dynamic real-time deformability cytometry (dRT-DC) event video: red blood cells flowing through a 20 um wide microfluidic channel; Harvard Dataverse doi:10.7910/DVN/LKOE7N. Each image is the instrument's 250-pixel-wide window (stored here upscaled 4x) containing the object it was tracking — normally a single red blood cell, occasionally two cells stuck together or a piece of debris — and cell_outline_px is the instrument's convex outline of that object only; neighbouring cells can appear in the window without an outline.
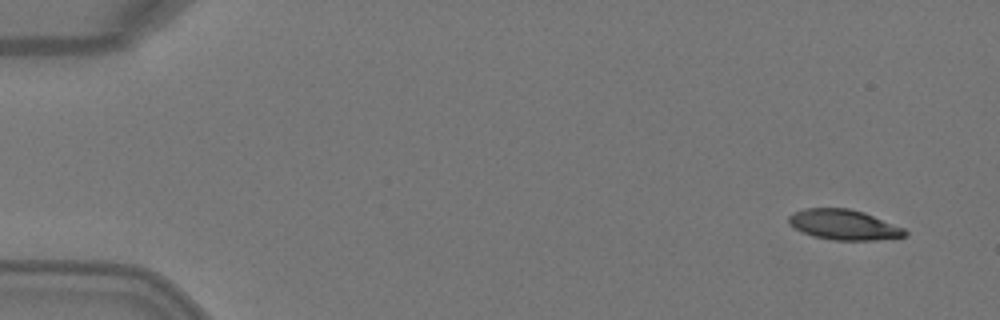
{"species": "Egyptian fruit bat (a non-hibernating species)", "species_latin": "Rousettus aegyptiacus", "temperature_condition": "warm", "stored_images_in_passage": 6, "camera_frame_rate_fps": 3000, "um_per_image_px": 0.085, "animal": {"sex": "female"}, "frame": {"image": 1, "passage_image": 1, "time_ms": 0.0, "image_size_px": [1000, 320], "cell_outline_px": [[908, 236], [876, 240], [836, 240], [816, 236], [804, 232], [796, 228], [788, 220], [788, 216], [792, 212], [804, 208], [848, 208], [864, 212], [904, 228], [908, 232]], "centroid_in_image_um": [71.76, 19.09], "position_along_channel_um": 13.2, "area_um2": 20.29}}
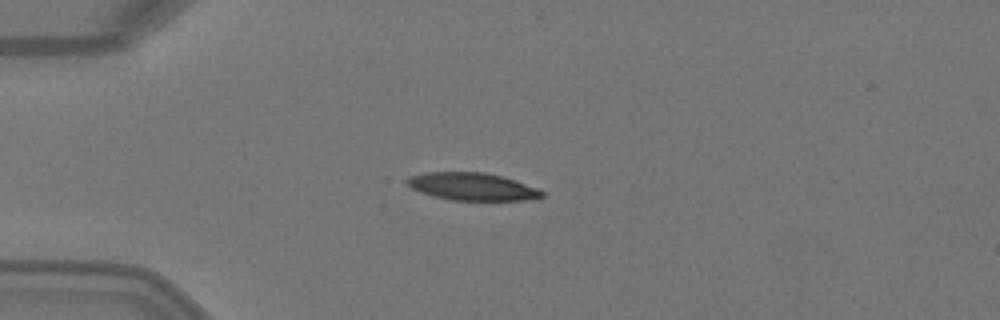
{"frame": {"image": 2, "passage_image": 4, "time_ms": 1.0, "image_size_px": [1000, 320], "cell_outline_px": [[544, 196], [524, 200], [448, 200], [432, 196], [420, 192], [412, 188], [404, 180], [408, 176], [424, 172], [484, 172], [504, 176], [516, 180], [536, 188], [544, 192]], "centroid_in_image_um": [40.09, 15.85], "position_along_channel_um": 44.9, "area_um2": 21.79}}
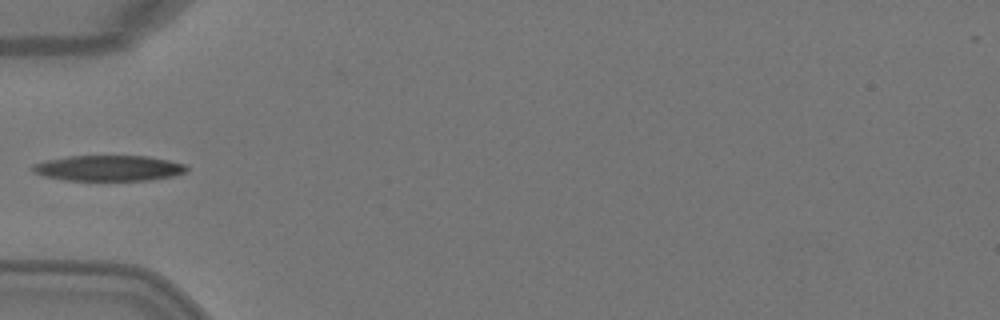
{"frame": {"image": 3, "passage_image": 5, "time_ms": 1.333, "image_size_px": [1000, 320], "cell_outline_px": [[188, 172], [172, 176], [148, 180], [64, 180], [44, 176], [32, 172], [32, 164], [44, 160], [68, 156], [148, 156], [168, 160], [184, 164], [188, 168]], "centroid_in_image_um": [9.21, 14.29], "position_along_channel_um": 75.8, "area_um2": 23.06}}